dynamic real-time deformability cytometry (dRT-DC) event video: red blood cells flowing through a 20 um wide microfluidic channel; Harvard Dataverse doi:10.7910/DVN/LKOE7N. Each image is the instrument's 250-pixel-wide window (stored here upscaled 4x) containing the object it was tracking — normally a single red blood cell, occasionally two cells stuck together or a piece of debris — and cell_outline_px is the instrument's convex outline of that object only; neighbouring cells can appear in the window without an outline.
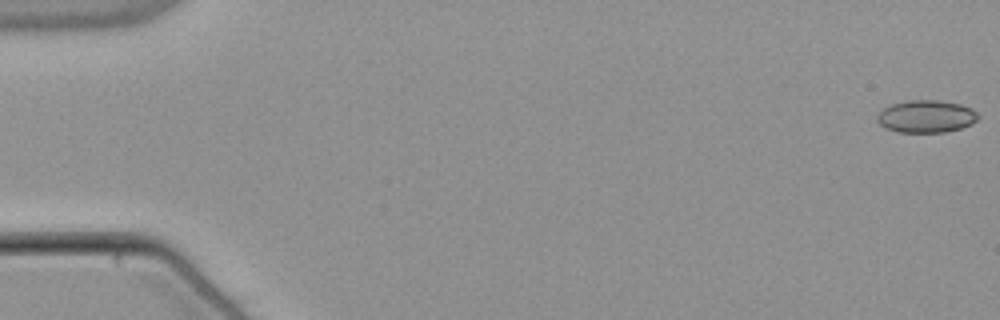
{"species": "common noctule bat (a hibernating species)", "species_latin": "Nyctalus noctula", "temperature_condition": "warm", "stored_images_in_passage": 54, "camera_frame_rate_fps": 3000, "um_per_image_px": 0.085, "animal": {"sex": "male", "body_mass_g": 21.5, "forearm_length_mm": 52.0}, "frame": {"image": 1, "passage_image": 1, "time_ms": 0.0, "image_size_px": [1000, 320], "cell_outline_px": [[980, 116], [972, 124], [960, 128], [944, 132], [896, 132], [884, 128], [876, 120], [876, 116], [884, 108], [892, 104], [908, 100], [940, 100], [960, 104], [972, 108]], "centroid_in_image_um": [78.72, 9.89], "position_along_channel_um": 6.3, "area_um2": 19.19}}
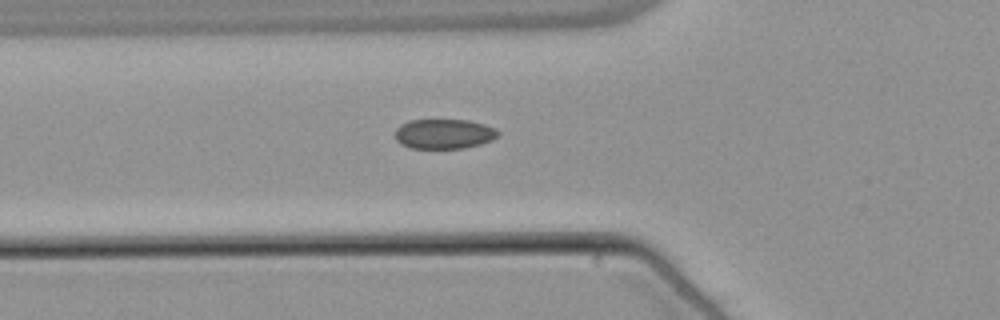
{"frame": {"image": 2, "passage_image": 20, "time_ms": 6.333, "image_size_px": [1000, 320], "cell_outline_px": [[500, 132], [492, 140], [480, 144], [464, 148], [412, 148], [400, 144], [396, 140], [396, 128], [400, 124], [408, 120], [468, 120], [484, 124], [496, 128]], "centroid_in_image_um": [37.73, 11.37], "position_along_channel_um": 88.1, "area_um2": 17.92}}
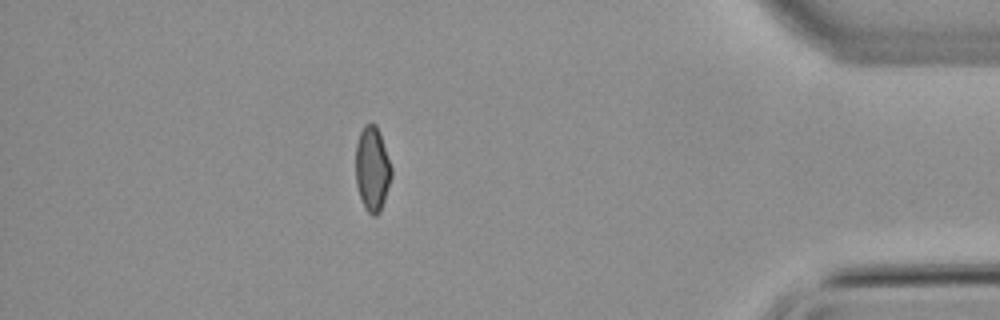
{"frame": {"image": 3, "passage_image": 48, "time_ms": 15.667, "image_size_px": [1000, 320], "cell_outline_px": [[392, 176], [380, 212], [376, 216], [372, 216], [364, 208], [356, 184], [356, 144], [360, 132], [364, 124], [376, 124], [380, 132], [392, 168]], "centroid_in_image_um": [31.65, 14.36], "position_along_channel_um": 403.6, "area_um2": 17.69}, "authors_computed_cell_mechanics": {"area_um2": 18.207, "velocity_mm_per_s": 3.8394, "shape_relaxation_time_tau1_ms": null, "shape_relaxation_time_tau2_ms": 1.5076, "deformation_change_tau1": null, "deformation_change_tau2": 0.0587}}